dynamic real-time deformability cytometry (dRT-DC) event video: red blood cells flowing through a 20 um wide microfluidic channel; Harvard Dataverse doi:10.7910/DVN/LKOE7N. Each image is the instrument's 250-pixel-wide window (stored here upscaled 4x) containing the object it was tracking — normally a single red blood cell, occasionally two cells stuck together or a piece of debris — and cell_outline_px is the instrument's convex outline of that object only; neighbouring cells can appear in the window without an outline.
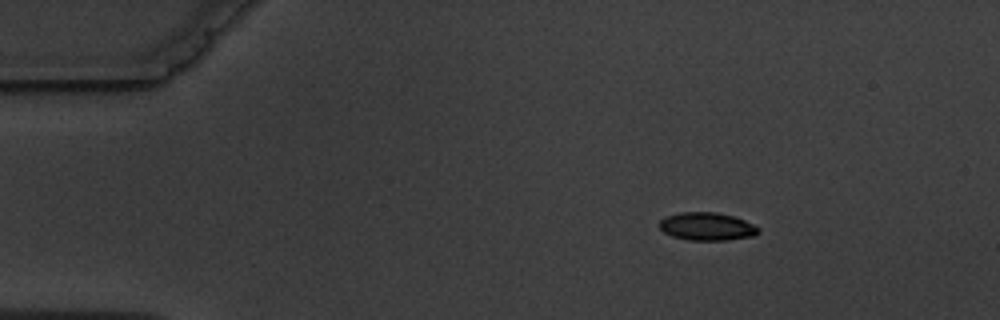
{"species": "common noctule bat (a hibernating species)", "species_latin": "Nyctalus noctula", "temperature_condition": "warm", "stored_images_in_passage": 3, "camera_frame_rate_fps": 3000, "um_per_image_px": 0.085, "animal": {"sex": "male", "body_mass_g": 19.5, "forearm_length_mm": 54.6}, "frame": {"image": 1, "passage_image": 1, "time_ms": 0.0, "image_size_px": [1000, 320], "cell_outline_px": [[760, 232], [752, 236], [728, 240], [688, 240], [672, 236], [664, 232], [660, 228], [660, 220], [664, 216], [680, 212], [716, 212], [732, 216], [744, 220], [760, 228]], "centroid_in_image_um": [60.07, 19.25], "position_along_channel_um": 24.9, "area_um2": 16.13}}